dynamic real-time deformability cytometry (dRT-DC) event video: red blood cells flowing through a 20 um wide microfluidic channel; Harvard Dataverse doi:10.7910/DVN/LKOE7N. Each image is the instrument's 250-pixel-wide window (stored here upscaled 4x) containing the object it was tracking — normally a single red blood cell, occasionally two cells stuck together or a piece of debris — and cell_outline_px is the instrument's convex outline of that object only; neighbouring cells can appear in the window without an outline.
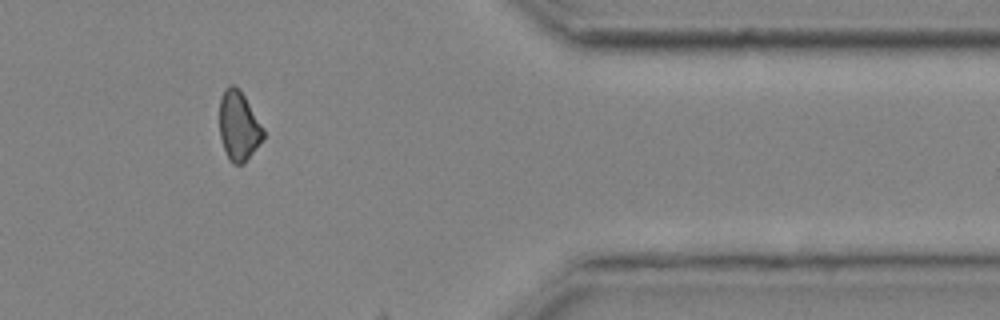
{"species": "common noctule bat (a hibernating species)", "species_latin": "Nyctalus noctula", "temperature_condition": "cold", "stored_images_in_passage": 55, "camera_frame_rate_fps": 3000, "um_per_image_px": 0.085, "animal": {"sex": "male", "body_mass_g": 20.4}, "frame": {"image": 1, "passage_image": 50, "time_ms": 16.333, "image_size_px": [1000, 320], "cell_outline_px": [[264, 136], [244, 164], [232, 164], [228, 160], [220, 136], [220, 100], [224, 88], [228, 84], [232, 84], [244, 96], [264, 128]], "centroid_in_image_um": [20.27, 10.72], "position_along_channel_um": 391.1, "area_um2": 17.51}}